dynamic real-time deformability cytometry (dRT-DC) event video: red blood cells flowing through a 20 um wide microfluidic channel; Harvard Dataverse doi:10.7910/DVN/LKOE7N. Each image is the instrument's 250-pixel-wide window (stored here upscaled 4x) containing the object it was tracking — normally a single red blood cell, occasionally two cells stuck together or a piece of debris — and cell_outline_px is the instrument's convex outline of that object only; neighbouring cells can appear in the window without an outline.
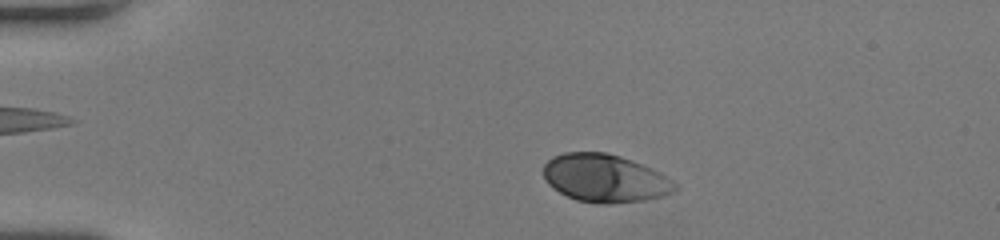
{"species": "human", "species_latin": "Homo sapiens", "temperature_condition": "room temperature", "stored_images_in_passage": 47, "camera_frame_rate_fps": 3000, "um_per_image_px": 0.085, "donor": {"sex": "female"}, "frame": {"image": 1, "passage_image": 6, "time_ms": 1.667, "image_size_px": [1000, 240], "cell_outline_px": [[680, 188], [672, 192], [660, 196], [644, 200], [608, 204], [596, 204], [576, 200], [552, 188], [548, 184], [544, 176], [544, 164], [552, 156], [564, 152], [608, 152], [632, 160], [652, 168], [668, 176]], "centroid_in_image_um": [51.42, 15.14], "position_along_channel_um": 33.6, "area_um2": 36.99}}
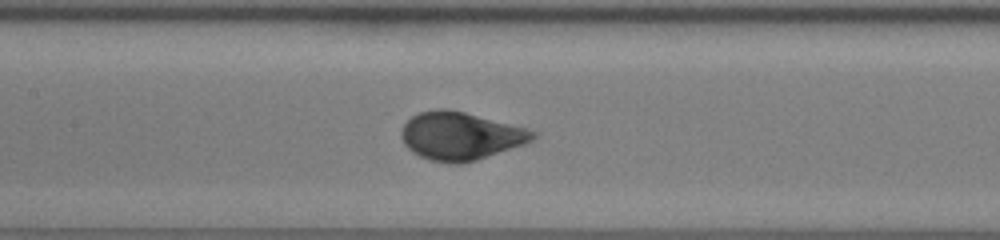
{"frame": {"image": 2, "passage_image": 21, "time_ms": 6.667, "image_size_px": [1000, 240], "cell_outline_px": [[536, 136], [532, 140], [524, 144], [476, 160], [460, 164], [456, 164], [428, 160], [412, 152], [404, 144], [400, 136], [400, 128], [412, 116], [420, 112], [436, 108], [444, 108], [464, 112], [524, 128], [536, 132]], "centroid_in_image_um": [39.07, 11.56], "position_along_channel_um": 168.3, "area_um2": 36.47}}
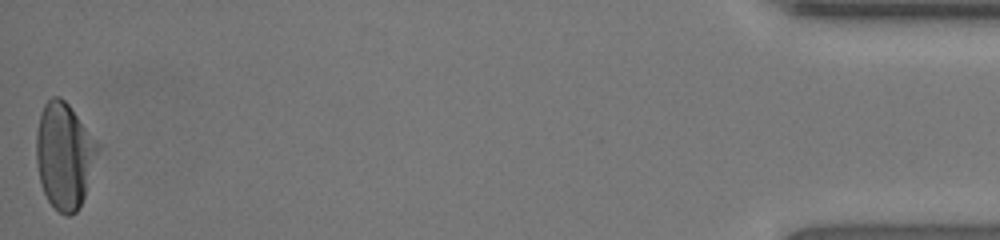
{"frame": {"image": 3, "passage_image": 47, "time_ms": 15.333, "image_size_px": [1000, 240], "cell_outline_px": [[100, 148], [80, 208], [76, 212], [68, 216], [64, 216], [48, 200], [40, 184], [36, 164], [36, 132], [40, 112], [44, 104], [52, 96], [60, 96], [68, 104]], "centroid_in_image_um": [5.43, 13.24], "position_along_channel_um": 429.8, "area_um2": 37.69}, "authors_computed_cell_mechanics": {"area_um2": 36.8186, "velocity_mm_per_s": 4.0243, "shape_relaxation_time_tau1_ms": 2.5017, "shape_relaxation_time_tau2_ms": null, "deformation_change_tau1": 0.1556, "deformation_change_tau2": null}}